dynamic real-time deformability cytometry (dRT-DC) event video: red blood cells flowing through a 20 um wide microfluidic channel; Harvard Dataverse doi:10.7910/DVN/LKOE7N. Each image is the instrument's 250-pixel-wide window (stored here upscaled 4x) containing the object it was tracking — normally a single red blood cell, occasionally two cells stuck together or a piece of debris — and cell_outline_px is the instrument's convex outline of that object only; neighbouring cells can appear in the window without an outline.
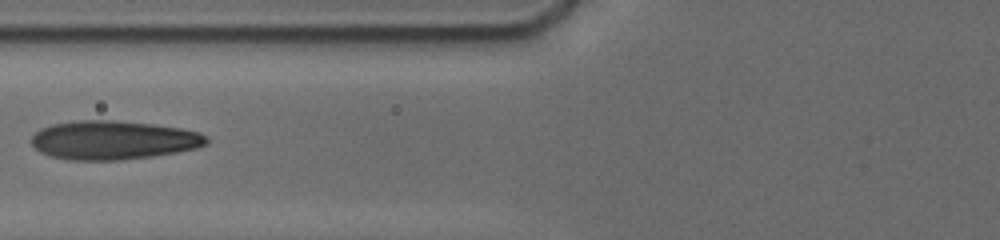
{"species": "human", "species_latin": "Homo sapiens", "temperature_condition": "cold", "stored_images_in_passage": 6, "camera_frame_rate_fps": 3000, "um_per_image_px": 0.085, "donor": {"sex": "male"}, "frame": {"image": 1, "passage_image": 3, "time_ms": 1.333, "image_size_px": [1000, 240], "cell_outline_px": [[208, 144], [196, 148], [176, 152], [152, 156], [120, 160], [72, 160], [52, 156], [40, 152], [32, 144], [32, 136], [40, 128], [52, 124], [80, 120], [112, 120], [152, 124], [180, 128], [200, 132], [208, 136]], "centroid_in_image_um": [9.65, 11.9], "position_along_channel_um": 116.1, "area_um2": 39.54}}
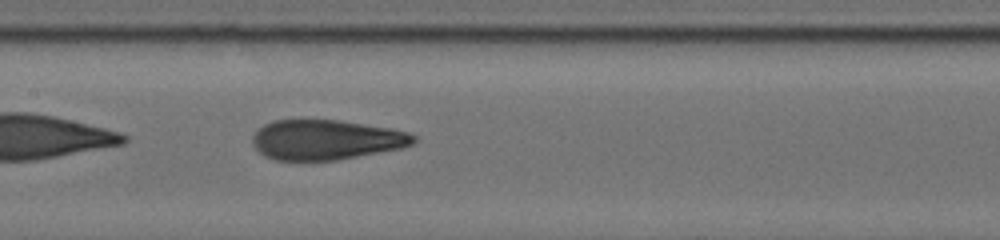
{"frame": {"image": 2, "passage_image": 6, "time_ms": 3.0, "image_size_px": [1000, 240], "cell_outline_px": [[416, 140], [412, 144], [400, 148], [336, 160], [276, 160], [264, 156], [252, 144], [252, 136], [264, 124], [276, 120], [340, 120], [392, 128], [408, 132], [416, 136]], "centroid_in_image_um": [27.71, 11.87], "position_along_channel_um": 179.7, "area_um2": 37.34}}